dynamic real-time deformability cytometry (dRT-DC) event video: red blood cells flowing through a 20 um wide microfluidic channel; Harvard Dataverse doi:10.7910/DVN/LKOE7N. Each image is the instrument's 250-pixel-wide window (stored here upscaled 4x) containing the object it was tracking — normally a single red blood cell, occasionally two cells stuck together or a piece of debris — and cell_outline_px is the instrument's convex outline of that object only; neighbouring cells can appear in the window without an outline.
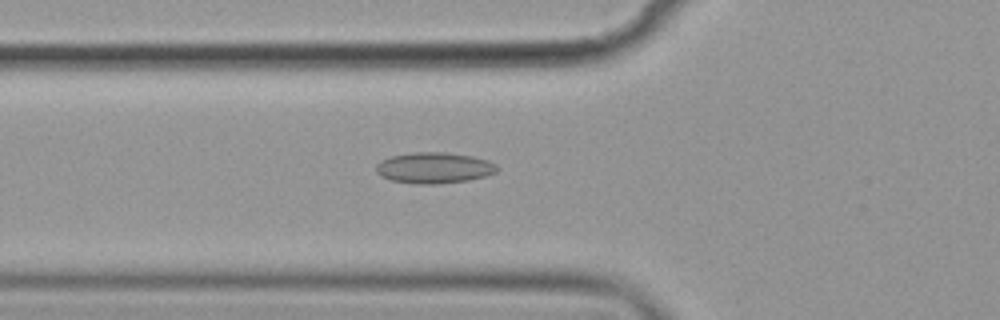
{"species": "common noctule bat (a hibernating species)", "species_latin": "Nyctalus noctula", "temperature_condition": "cold", "stored_images_in_passage": 38, "camera_frame_rate_fps": 3000, "um_per_image_px": 0.085, "animal": {"sex": "female", "body_mass_g": 19.9}, "frame": {"image": 1, "passage_image": 4, "time_ms": 1.0, "image_size_px": [1000, 320], "cell_outline_px": [[500, 168], [496, 172], [484, 176], [468, 180], [436, 184], [420, 184], [392, 180], [380, 176], [376, 172], [376, 164], [380, 160], [388, 156], [416, 152], [444, 152], [472, 156], [488, 160], [496, 164]], "centroid_in_image_um": [36.89, 14.26], "position_along_channel_um": 88.9, "area_um2": 21.91}}
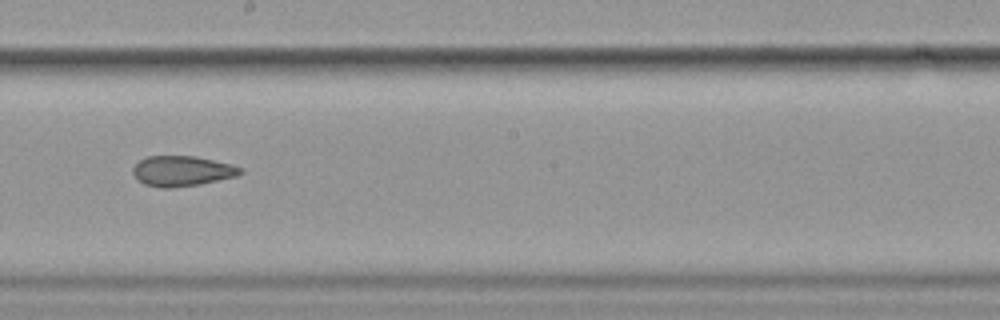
{"frame": {"image": 2, "passage_image": 16, "time_ms": 5.0, "image_size_px": [1000, 320], "cell_outline_px": [[244, 172], [236, 176], [200, 184], [172, 188], [160, 188], [144, 184], [132, 172], [132, 168], [140, 160], [148, 156], [196, 156], [232, 164], [240, 168]], "centroid_in_image_um": [15.48, 14.53], "position_along_channel_um": 232.7, "area_um2": 18.9}}
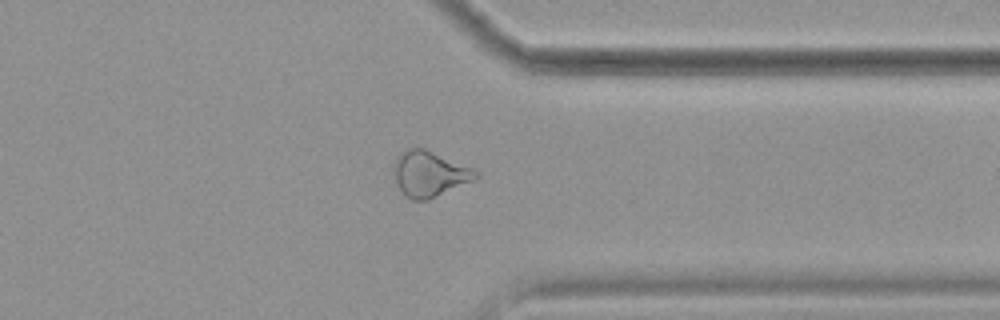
{"frame": {"image": 3, "passage_image": 28, "time_ms": 9.0, "image_size_px": [1000, 320], "cell_outline_px": [[480, 176], [472, 180], [428, 200], [412, 200], [404, 196], [392, 172], [392, 164], [396, 156], [400, 152], [408, 148], [424, 148], [472, 168]], "centroid_in_image_um": [36.43, 14.77], "position_along_channel_um": 375.0, "area_um2": 21.62}, "authors_computed_cell_mechanics": {"area_um2": 20.1144, "velocity_mm_per_s": 3.5957, "shape_relaxation_time_tau1_ms": null, "shape_relaxation_time_tau2_ms": 3.2814, "deformation_change_tau1": null, "deformation_change_tau2": 0.104}}